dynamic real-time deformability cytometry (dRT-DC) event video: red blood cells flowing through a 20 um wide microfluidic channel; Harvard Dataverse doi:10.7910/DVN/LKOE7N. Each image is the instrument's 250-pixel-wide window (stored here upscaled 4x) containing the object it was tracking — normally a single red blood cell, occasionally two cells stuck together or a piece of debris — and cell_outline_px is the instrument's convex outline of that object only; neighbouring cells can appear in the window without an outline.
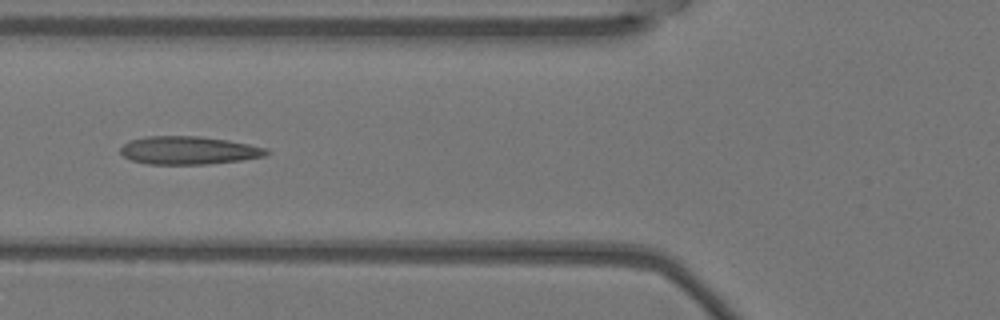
{"species": "Egyptian fruit bat (a non-hibernating species)", "species_latin": "Rousettus aegyptiacus", "temperature_condition": "warm", "stored_images_in_passage": 9, "camera_frame_rate_fps": 3000, "um_per_image_px": 0.085, "animal": {"sex": "female"}, "frame": {"image": 1, "passage_image": 6, "time_ms": 1.667, "image_size_px": [1000, 320], "cell_outline_px": [[272, 152], [264, 156], [240, 160], [208, 164], [148, 164], [132, 160], [124, 156], [120, 152], [120, 148], [128, 140], [144, 136], [200, 136], [228, 140], [268, 148]], "centroid_in_image_um": [16.03, 12.77], "position_along_channel_um": 109.8, "area_um2": 23.99}}
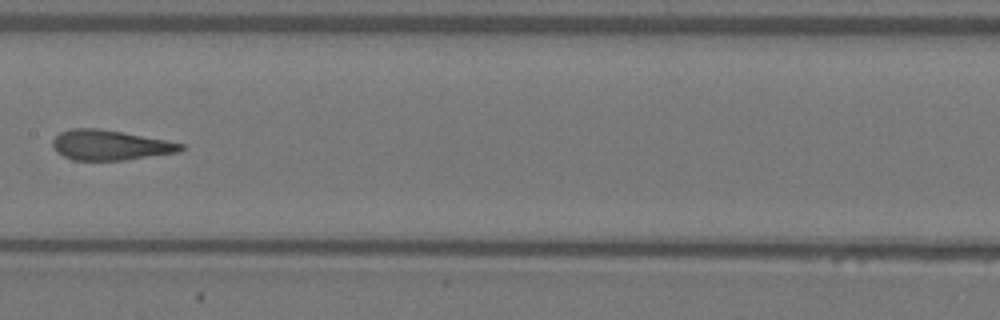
{"frame": {"image": 2, "passage_image": 8, "time_ms": 2.333, "image_size_px": [1000, 320], "cell_outline_px": [[184, 148], [180, 152], [124, 160], [72, 160], [56, 152], [52, 148], [52, 140], [60, 132], [72, 128], [96, 128], [124, 132], [184, 144]], "centroid_in_image_um": [9.33, 12.33], "position_along_channel_um": 198.1, "area_um2": 22.48}}
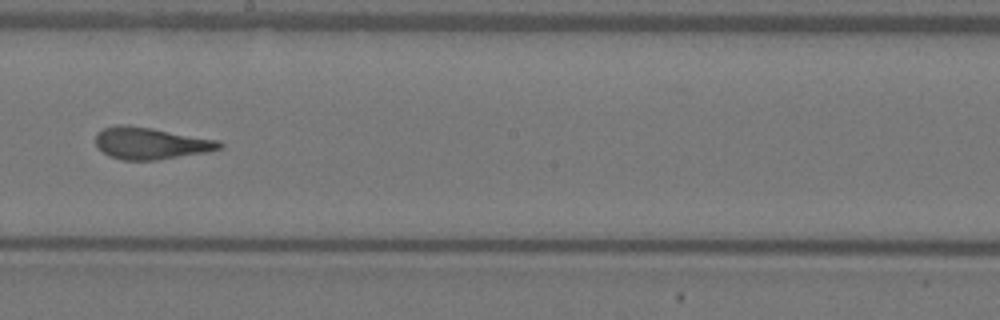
{"frame": {"image": 3, "passage_image": 9, "time_ms": 2.667, "image_size_px": [1000, 320], "cell_outline_px": [[224, 144], [220, 148], [208, 152], [156, 160], [120, 160], [108, 156], [96, 144], [96, 132], [104, 128], [116, 124], [128, 124], [152, 128], [220, 140]], "centroid_in_image_um": [12.81, 12.17], "position_along_channel_um": 235.4, "area_um2": 23.18}}